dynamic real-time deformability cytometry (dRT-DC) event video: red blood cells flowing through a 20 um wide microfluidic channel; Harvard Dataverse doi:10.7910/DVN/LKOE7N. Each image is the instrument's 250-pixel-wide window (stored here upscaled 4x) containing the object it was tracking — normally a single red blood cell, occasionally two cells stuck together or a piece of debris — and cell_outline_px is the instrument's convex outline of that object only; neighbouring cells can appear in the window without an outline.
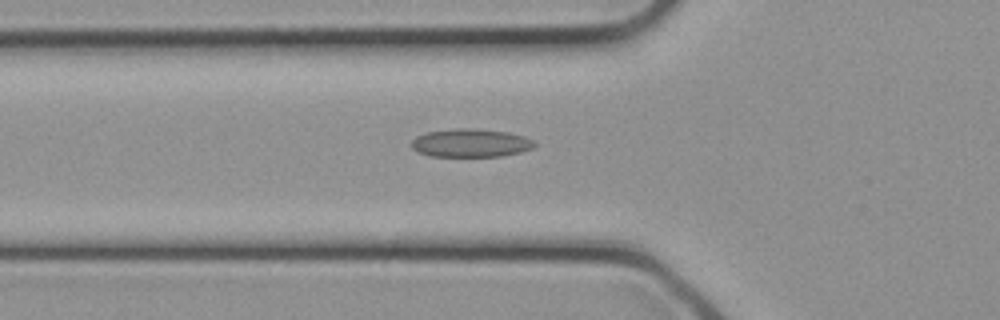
{"species": "common noctule bat (a hibernating species)", "species_latin": "Nyctalus noctula", "temperature_condition": "cold", "stored_images_in_passage": 30, "camera_frame_rate_fps": 3000, "um_per_image_px": 0.085, "animal": {"sex": "female", "body_mass_g": 21.9}, "frame": {"image": 1, "passage_image": 10, "time_ms": 3.0, "image_size_px": [1000, 320], "cell_outline_px": [[536, 144], [532, 148], [520, 152], [500, 156], [428, 156], [412, 148], [412, 140], [416, 136], [428, 132], [460, 128], [476, 128], [508, 132], [524, 136], [536, 140]], "centroid_in_image_um": [40.05, 12.15], "position_along_channel_um": 85.8, "area_um2": 20.23}}
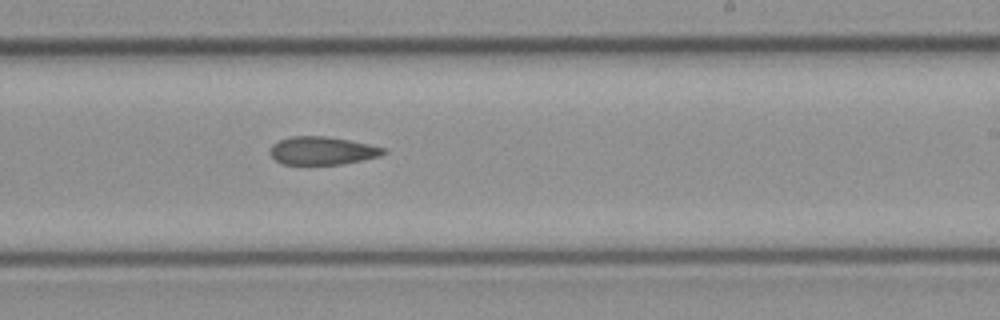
{"frame": {"image": 2, "passage_image": 18, "time_ms": 5.667, "image_size_px": [1000, 320], "cell_outline_px": [[388, 152], [380, 156], [340, 164], [284, 164], [276, 160], [268, 152], [272, 144], [280, 140], [292, 136], [324, 136], [348, 140], [368, 144], [384, 148]], "centroid_in_image_um": [27.37, 12.8], "position_along_channel_um": 261.6, "area_um2": 18.32}}
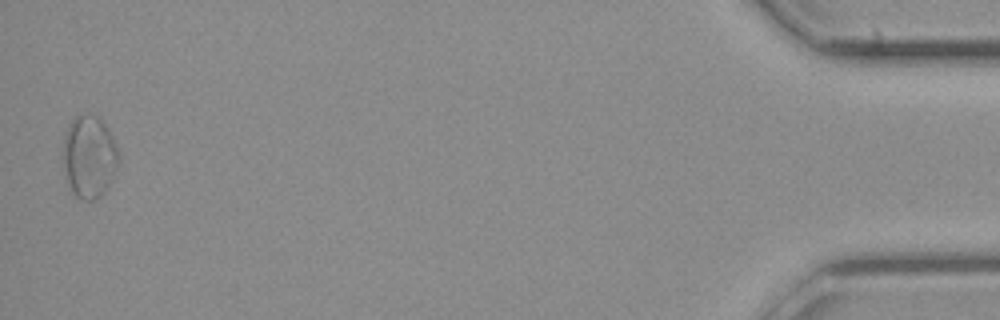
{"frame": {"image": 3, "passage_image": 30, "time_ms": 9.667, "image_size_px": [1000, 320], "cell_outline_px": [[120, 160], [104, 192], [100, 196], [92, 200], [80, 200], [72, 192], [68, 184], [60, 156], [60, 152], [64, 132], [72, 120], [80, 112], [96, 116], [108, 128], [120, 152]], "centroid_in_image_um": [7.53, 13.29], "position_along_channel_um": 427.7, "area_um2": 27.34}}